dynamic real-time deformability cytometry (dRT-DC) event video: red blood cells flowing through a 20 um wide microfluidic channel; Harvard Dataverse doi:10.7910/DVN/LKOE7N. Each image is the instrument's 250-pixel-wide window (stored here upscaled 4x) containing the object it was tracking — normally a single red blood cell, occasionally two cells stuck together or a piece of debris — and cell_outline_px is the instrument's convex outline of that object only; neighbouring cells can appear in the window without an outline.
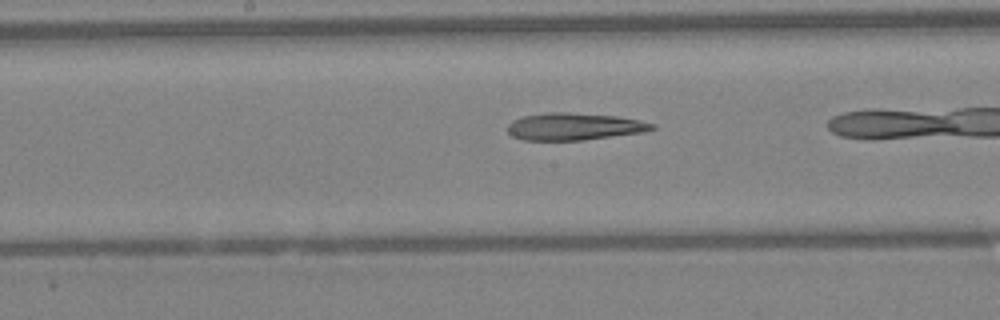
{"species": "Egyptian fruit bat (a non-hibernating species)", "species_latin": "Rousettus aegyptiacus", "temperature_condition": "warm", "stored_images_in_passage": 32, "camera_frame_rate_fps": 3000, "um_per_image_px": 0.085, "animal": {"sex": "female"}, "frame": {"image": 1, "passage_image": 19, "time_ms": 6.0, "image_size_px": [1000, 320], "cell_outline_px": [[656, 128], [640, 132], [580, 140], [524, 140], [512, 136], [508, 132], [508, 124], [512, 120], [524, 116], [548, 112], [568, 112], [616, 116], [656, 124]], "centroid_in_image_um": [48.75, 10.75], "position_along_channel_um": 199.5, "area_um2": 22.54}}
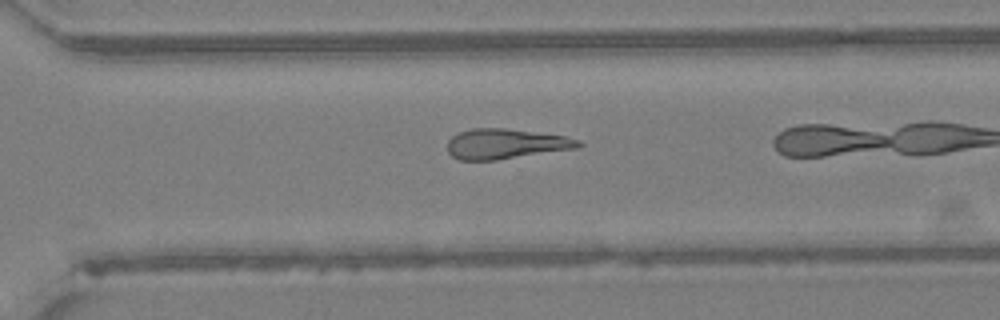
{"frame": {"image": 2, "passage_image": 28, "time_ms": 9.0, "image_size_px": [1000, 320], "cell_outline_px": [[584, 144], [580, 148], [496, 160], [460, 160], [452, 156], [448, 152], [448, 140], [452, 136], [460, 132], [472, 128], [504, 128], [564, 136], [580, 140]], "centroid_in_image_um": [43.01, 12.23], "position_along_channel_um": 327.6, "area_um2": 23.0}}